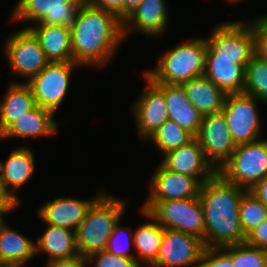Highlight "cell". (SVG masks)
I'll return each mask as SVG.
<instances>
[{
  "mask_svg": "<svg viewBox=\"0 0 267 267\" xmlns=\"http://www.w3.org/2000/svg\"><path fill=\"white\" fill-rule=\"evenodd\" d=\"M54 114L36 105L28 113L14 121L1 135L0 140L7 138L50 137L58 130Z\"/></svg>",
  "mask_w": 267,
  "mask_h": 267,
  "instance_id": "7402d4cb",
  "label": "cell"
},
{
  "mask_svg": "<svg viewBox=\"0 0 267 267\" xmlns=\"http://www.w3.org/2000/svg\"><path fill=\"white\" fill-rule=\"evenodd\" d=\"M207 42L205 37L192 38L173 46L159 58L155 68L144 72L152 82L181 85L205 73Z\"/></svg>",
  "mask_w": 267,
  "mask_h": 267,
  "instance_id": "277c9868",
  "label": "cell"
},
{
  "mask_svg": "<svg viewBox=\"0 0 267 267\" xmlns=\"http://www.w3.org/2000/svg\"><path fill=\"white\" fill-rule=\"evenodd\" d=\"M245 243L267 251V218L246 235Z\"/></svg>",
  "mask_w": 267,
  "mask_h": 267,
  "instance_id": "d590c367",
  "label": "cell"
},
{
  "mask_svg": "<svg viewBox=\"0 0 267 267\" xmlns=\"http://www.w3.org/2000/svg\"><path fill=\"white\" fill-rule=\"evenodd\" d=\"M246 191L226 181L218 172L201 184L199 200L204 212L205 247L245 243L239 204Z\"/></svg>",
  "mask_w": 267,
  "mask_h": 267,
  "instance_id": "7a4b0ae2",
  "label": "cell"
},
{
  "mask_svg": "<svg viewBox=\"0 0 267 267\" xmlns=\"http://www.w3.org/2000/svg\"><path fill=\"white\" fill-rule=\"evenodd\" d=\"M46 229L35 241V255H48L47 264L79 255L75 231L65 227L46 224Z\"/></svg>",
  "mask_w": 267,
  "mask_h": 267,
  "instance_id": "603a6c76",
  "label": "cell"
},
{
  "mask_svg": "<svg viewBox=\"0 0 267 267\" xmlns=\"http://www.w3.org/2000/svg\"><path fill=\"white\" fill-rule=\"evenodd\" d=\"M165 0H143L138 8L123 21L124 39L131 30L157 37L167 28L168 9Z\"/></svg>",
  "mask_w": 267,
  "mask_h": 267,
  "instance_id": "44dd1931",
  "label": "cell"
},
{
  "mask_svg": "<svg viewBox=\"0 0 267 267\" xmlns=\"http://www.w3.org/2000/svg\"><path fill=\"white\" fill-rule=\"evenodd\" d=\"M140 209V213L152 222L141 224L133 233V246L138 250L134 255L137 263L152 264L160 251L164 227L159 225L147 211L141 207Z\"/></svg>",
  "mask_w": 267,
  "mask_h": 267,
  "instance_id": "83f0119b",
  "label": "cell"
},
{
  "mask_svg": "<svg viewBox=\"0 0 267 267\" xmlns=\"http://www.w3.org/2000/svg\"><path fill=\"white\" fill-rule=\"evenodd\" d=\"M199 267H235L232 263V245L205 247Z\"/></svg>",
  "mask_w": 267,
  "mask_h": 267,
  "instance_id": "836d02e7",
  "label": "cell"
},
{
  "mask_svg": "<svg viewBox=\"0 0 267 267\" xmlns=\"http://www.w3.org/2000/svg\"><path fill=\"white\" fill-rule=\"evenodd\" d=\"M121 220L122 219H119V221L115 224L105 250L116 256L135 258V255L130 252V248L132 246L131 244H134L133 233L130 234L127 230L125 231V229L122 228L120 223Z\"/></svg>",
  "mask_w": 267,
  "mask_h": 267,
  "instance_id": "d6a6232c",
  "label": "cell"
},
{
  "mask_svg": "<svg viewBox=\"0 0 267 267\" xmlns=\"http://www.w3.org/2000/svg\"><path fill=\"white\" fill-rule=\"evenodd\" d=\"M181 85L188 100L203 116L222 112L226 94L205 75Z\"/></svg>",
  "mask_w": 267,
  "mask_h": 267,
  "instance_id": "484cf974",
  "label": "cell"
},
{
  "mask_svg": "<svg viewBox=\"0 0 267 267\" xmlns=\"http://www.w3.org/2000/svg\"><path fill=\"white\" fill-rule=\"evenodd\" d=\"M239 217L246 236L267 218V207L250 191H246L240 199Z\"/></svg>",
  "mask_w": 267,
  "mask_h": 267,
  "instance_id": "4dcf8cb0",
  "label": "cell"
},
{
  "mask_svg": "<svg viewBox=\"0 0 267 267\" xmlns=\"http://www.w3.org/2000/svg\"><path fill=\"white\" fill-rule=\"evenodd\" d=\"M245 22V23H244ZM224 22L215 26L207 45L219 55L227 58H252L255 52L254 19Z\"/></svg>",
  "mask_w": 267,
  "mask_h": 267,
  "instance_id": "8fae6325",
  "label": "cell"
},
{
  "mask_svg": "<svg viewBox=\"0 0 267 267\" xmlns=\"http://www.w3.org/2000/svg\"><path fill=\"white\" fill-rule=\"evenodd\" d=\"M143 265V266H142ZM148 266V267H156L155 265H153V264H142V263H138L135 267H145V266Z\"/></svg>",
  "mask_w": 267,
  "mask_h": 267,
  "instance_id": "f6af8a7d",
  "label": "cell"
},
{
  "mask_svg": "<svg viewBox=\"0 0 267 267\" xmlns=\"http://www.w3.org/2000/svg\"><path fill=\"white\" fill-rule=\"evenodd\" d=\"M258 102L245 93L226 94L222 112L236 146L259 140L262 123Z\"/></svg>",
  "mask_w": 267,
  "mask_h": 267,
  "instance_id": "ba28073f",
  "label": "cell"
},
{
  "mask_svg": "<svg viewBox=\"0 0 267 267\" xmlns=\"http://www.w3.org/2000/svg\"><path fill=\"white\" fill-rule=\"evenodd\" d=\"M206 160L216 171L230 158L236 148L223 112L203 116L195 137Z\"/></svg>",
  "mask_w": 267,
  "mask_h": 267,
  "instance_id": "7c38bea8",
  "label": "cell"
},
{
  "mask_svg": "<svg viewBox=\"0 0 267 267\" xmlns=\"http://www.w3.org/2000/svg\"><path fill=\"white\" fill-rule=\"evenodd\" d=\"M5 56L13 74L24 76L28 82L39 74L49 63L37 38L28 28L16 30L5 41Z\"/></svg>",
  "mask_w": 267,
  "mask_h": 267,
  "instance_id": "30bf717a",
  "label": "cell"
},
{
  "mask_svg": "<svg viewBox=\"0 0 267 267\" xmlns=\"http://www.w3.org/2000/svg\"><path fill=\"white\" fill-rule=\"evenodd\" d=\"M87 259L91 266L93 261L94 267H135L138 264L136 258L116 256L106 250L93 253Z\"/></svg>",
  "mask_w": 267,
  "mask_h": 267,
  "instance_id": "e575fe53",
  "label": "cell"
},
{
  "mask_svg": "<svg viewBox=\"0 0 267 267\" xmlns=\"http://www.w3.org/2000/svg\"><path fill=\"white\" fill-rule=\"evenodd\" d=\"M90 6L114 13L124 21V0H85Z\"/></svg>",
  "mask_w": 267,
  "mask_h": 267,
  "instance_id": "74e56055",
  "label": "cell"
},
{
  "mask_svg": "<svg viewBox=\"0 0 267 267\" xmlns=\"http://www.w3.org/2000/svg\"><path fill=\"white\" fill-rule=\"evenodd\" d=\"M5 221L0 226V266L25 267L35 256V241L11 229Z\"/></svg>",
  "mask_w": 267,
  "mask_h": 267,
  "instance_id": "cb8c5ba5",
  "label": "cell"
},
{
  "mask_svg": "<svg viewBox=\"0 0 267 267\" xmlns=\"http://www.w3.org/2000/svg\"><path fill=\"white\" fill-rule=\"evenodd\" d=\"M217 172L226 181L250 191L267 176V139L237 145Z\"/></svg>",
  "mask_w": 267,
  "mask_h": 267,
  "instance_id": "8992f818",
  "label": "cell"
},
{
  "mask_svg": "<svg viewBox=\"0 0 267 267\" xmlns=\"http://www.w3.org/2000/svg\"><path fill=\"white\" fill-rule=\"evenodd\" d=\"M34 25L25 28L37 38L50 62H73L70 30L56 25Z\"/></svg>",
  "mask_w": 267,
  "mask_h": 267,
  "instance_id": "d4e9b609",
  "label": "cell"
},
{
  "mask_svg": "<svg viewBox=\"0 0 267 267\" xmlns=\"http://www.w3.org/2000/svg\"><path fill=\"white\" fill-rule=\"evenodd\" d=\"M143 0H124V20L132 14Z\"/></svg>",
  "mask_w": 267,
  "mask_h": 267,
  "instance_id": "b9f144b4",
  "label": "cell"
},
{
  "mask_svg": "<svg viewBox=\"0 0 267 267\" xmlns=\"http://www.w3.org/2000/svg\"><path fill=\"white\" fill-rule=\"evenodd\" d=\"M204 248L198 237L164 228L160 251L152 264L156 267H199Z\"/></svg>",
  "mask_w": 267,
  "mask_h": 267,
  "instance_id": "4fadbf2b",
  "label": "cell"
},
{
  "mask_svg": "<svg viewBox=\"0 0 267 267\" xmlns=\"http://www.w3.org/2000/svg\"><path fill=\"white\" fill-rule=\"evenodd\" d=\"M36 106L30 86L11 82L0 101V135L19 117Z\"/></svg>",
  "mask_w": 267,
  "mask_h": 267,
  "instance_id": "4316f807",
  "label": "cell"
},
{
  "mask_svg": "<svg viewBox=\"0 0 267 267\" xmlns=\"http://www.w3.org/2000/svg\"><path fill=\"white\" fill-rule=\"evenodd\" d=\"M85 0H18L12 19L35 21L37 25L62 26L72 30Z\"/></svg>",
  "mask_w": 267,
  "mask_h": 267,
  "instance_id": "52a82bcc",
  "label": "cell"
},
{
  "mask_svg": "<svg viewBox=\"0 0 267 267\" xmlns=\"http://www.w3.org/2000/svg\"><path fill=\"white\" fill-rule=\"evenodd\" d=\"M165 229L191 234L205 247L204 212L199 197L168 201H146L141 206Z\"/></svg>",
  "mask_w": 267,
  "mask_h": 267,
  "instance_id": "5b68a950",
  "label": "cell"
},
{
  "mask_svg": "<svg viewBox=\"0 0 267 267\" xmlns=\"http://www.w3.org/2000/svg\"><path fill=\"white\" fill-rule=\"evenodd\" d=\"M255 52L267 60V27L257 18H254Z\"/></svg>",
  "mask_w": 267,
  "mask_h": 267,
  "instance_id": "8d00e7d4",
  "label": "cell"
},
{
  "mask_svg": "<svg viewBox=\"0 0 267 267\" xmlns=\"http://www.w3.org/2000/svg\"><path fill=\"white\" fill-rule=\"evenodd\" d=\"M35 170L33 151L25 146L11 151L5 162L0 160V180L8 196L20 205L17 190L31 179ZM16 192V193H15Z\"/></svg>",
  "mask_w": 267,
  "mask_h": 267,
  "instance_id": "d6986e66",
  "label": "cell"
},
{
  "mask_svg": "<svg viewBox=\"0 0 267 267\" xmlns=\"http://www.w3.org/2000/svg\"><path fill=\"white\" fill-rule=\"evenodd\" d=\"M267 27V14L258 18Z\"/></svg>",
  "mask_w": 267,
  "mask_h": 267,
  "instance_id": "ee69618b",
  "label": "cell"
},
{
  "mask_svg": "<svg viewBox=\"0 0 267 267\" xmlns=\"http://www.w3.org/2000/svg\"><path fill=\"white\" fill-rule=\"evenodd\" d=\"M164 94L168 120L191 132L195 137L200 130L203 115L188 100L182 85L153 82Z\"/></svg>",
  "mask_w": 267,
  "mask_h": 267,
  "instance_id": "ffe728a7",
  "label": "cell"
},
{
  "mask_svg": "<svg viewBox=\"0 0 267 267\" xmlns=\"http://www.w3.org/2000/svg\"><path fill=\"white\" fill-rule=\"evenodd\" d=\"M7 212L9 213L11 211H0V226H1L2 222L5 220V216H6Z\"/></svg>",
  "mask_w": 267,
  "mask_h": 267,
  "instance_id": "7bdbcfd3",
  "label": "cell"
},
{
  "mask_svg": "<svg viewBox=\"0 0 267 267\" xmlns=\"http://www.w3.org/2000/svg\"><path fill=\"white\" fill-rule=\"evenodd\" d=\"M161 164L168 170L196 178L201 184L217 171L206 160L199 141L195 138L189 144L171 150L163 155Z\"/></svg>",
  "mask_w": 267,
  "mask_h": 267,
  "instance_id": "e0dca14e",
  "label": "cell"
},
{
  "mask_svg": "<svg viewBox=\"0 0 267 267\" xmlns=\"http://www.w3.org/2000/svg\"><path fill=\"white\" fill-rule=\"evenodd\" d=\"M141 95L134 100L136 130L140 139H148L165 121L168 120L167 105L163 92L147 77Z\"/></svg>",
  "mask_w": 267,
  "mask_h": 267,
  "instance_id": "5bb4252c",
  "label": "cell"
},
{
  "mask_svg": "<svg viewBox=\"0 0 267 267\" xmlns=\"http://www.w3.org/2000/svg\"><path fill=\"white\" fill-rule=\"evenodd\" d=\"M150 179L146 201H168L199 197L201 183L194 177L172 172L161 163Z\"/></svg>",
  "mask_w": 267,
  "mask_h": 267,
  "instance_id": "2e32d148",
  "label": "cell"
},
{
  "mask_svg": "<svg viewBox=\"0 0 267 267\" xmlns=\"http://www.w3.org/2000/svg\"><path fill=\"white\" fill-rule=\"evenodd\" d=\"M148 139L165 154L189 144L195 136L176 122L167 120Z\"/></svg>",
  "mask_w": 267,
  "mask_h": 267,
  "instance_id": "f1b7e54d",
  "label": "cell"
},
{
  "mask_svg": "<svg viewBox=\"0 0 267 267\" xmlns=\"http://www.w3.org/2000/svg\"><path fill=\"white\" fill-rule=\"evenodd\" d=\"M123 39V22L114 13L85 2L71 30L73 62L103 68Z\"/></svg>",
  "mask_w": 267,
  "mask_h": 267,
  "instance_id": "6da1fadb",
  "label": "cell"
},
{
  "mask_svg": "<svg viewBox=\"0 0 267 267\" xmlns=\"http://www.w3.org/2000/svg\"><path fill=\"white\" fill-rule=\"evenodd\" d=\"M232 263L235 267H267V251L246 243L233 244Z\"/></svg>",
  "mask_w": 267,
  "mask_h": 267,
  "instance_id": "1f68e13d",
  "label": "cell"
},
{
  "mask_svg": "<svg viewBox=\"0 0 267 267\" xmlns=\"http://www.w3.org/2000/svg\"><path fill=\"white\" fill-rule=\"evenodd\" d=\"M74 62H50L39 74L26 82L34 95L35 104L54 115L69 88Z\"/></svg>",
  "mask_w": 267,
  "mask_h": 267,
  "instance_id": "9c48e42d",
  "label": "cell"
},
{
  "mask_svg": "<svg viewBox=\"0 0 267 267\" xmlns=\"http://www.w3.org/2000/svg\"><path fill=\"white\" fill-rule=\"evenodd\" d=\"M243 93L267 104V60L256 53L246 66Z\"/></svg>",
  "mask_w": 267,
  "mask_h": 267,
  "instance_id": "f546056e",
  "label": "cell"
},
{
  "mask_svg": "<svg viewBox=\"0 0 267 267\" xmlns=\"http://www.w3.org/2000/svg\"><path fill=\"white\" fill-rule=\"evenodd\" d=\"M251 58L219 57L208 45L205 73L225 94L243 93L246 66Z\"/></svg>",
  "mask_w": 267,
  "mask_h": 267,
  "instance_id": "9a60e30c",
  "label": "cell"
},
{
  "mask_svg": "<svg viewBox=\"0 0 267 267\" xmlns=\"http://www.w3.org/2000/svg\"><path fill=\"white\" fill-rule=\"evenodd\" d=\"M127 201L103 193L89 208L75 231L79 255L88 257L106 249L115 224L121 219Z\"/></svg>",
  "mask_w": 267,
  "mask_h": 267,
  "instance_id": "3957f363",
  "label": "cell"
},
{
  "mask_svg": "<svg viewBox=\"0 0 267 267\" xmlns=\"http://www.w3.org/2000/svg\"><path fill=\"white\" fill-rule=\"evenodd\" d=\"M250 192L267 207V176L261 179Z\"/></svg>",
  "mask_w": 267,
  "mask_h": 267,
  "instance_id": "ab89813d",
  "label": "cell"
},
{
  "mask_svg": "<svg viewBox=\"0 0 267 267\" xmlns=\"http://www.w3.org/2000/svg\"><path fill=\"white\" fill-rule=\"evenodd\" d=\"M226 1H228L229 3H239V1H242V0H226Z\"/></svg>",
  "mask_w": 267,
  "mask_h": 267,
  "instance_id": "bcb514c9",
  "label": "cell"
},
{
  "mask_svg": "<svg viewBox=\"0 0 267 267\" xmlns=\"http://www.w3.org/2000/svg\"><path fill=\"white\" fill-rule=\"evenodd\" d=\"M104 193L89 200H80L73 197H58L53 201H48L37 210V216L46 224L65 227L76 231L85 218L92 204Z\"/></svg>",
  "mask_w": 267,
  "mask_h": 267,
  "instance_id": "ac0fdd59",
  "label": "cell"
},
{
  "mask_svg": "<svg viewBox=\"0 0 267 267\" xmlns=\"http://www.w3.org/2000/svg\"><path fill=\"white\" fill-rule=\"evenodd\" d=\"M16 207L18 204L4 191L0 180V211H13Z\"/></svg>",
  "mask_w": 267,
  "mask_h": 267,
  "instance_id": "60d3db41",
  "label": "cell"
},
{
  "mask_svg": "<svg viewBox=\"0 0 267 267\" xmlns=\"http://www.w3.org/2000/svg\"><path fill=\"white\" fill-rule=\"evenodd\" d=\"M88 259L82 255H77L67 259H59L48 263L49 267H87Z\"/></svg>",
  "mask_w": 267,
  "mask_h": 267,
  "instance_id": "f35d334b",
  "label": "cell"
}]
</instances>
